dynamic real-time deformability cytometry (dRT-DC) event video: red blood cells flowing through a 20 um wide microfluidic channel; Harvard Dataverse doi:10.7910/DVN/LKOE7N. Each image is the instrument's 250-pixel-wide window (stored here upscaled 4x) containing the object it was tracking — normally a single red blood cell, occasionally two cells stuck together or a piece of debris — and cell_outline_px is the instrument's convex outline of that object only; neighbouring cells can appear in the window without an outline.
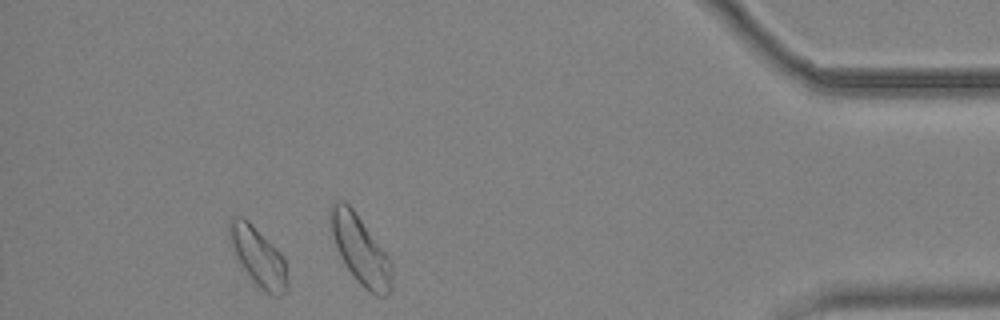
{"species": "common noctule bat (a hibernating species)", "species_latin": "Nyctalus noctula", "temperature_condition": "cold", "stored_images_in_passage": 39, "camera_frame_rate_fps": 3000, "um_per_image_px": 0.085, "animal": {"sex": "male", "body_mass_g": 19.2, "forearm_length_mm": 51.8}, "frame": {"image": 1, "passage_image": 34, "time_ms": 11.0, "image_size_px": [1000, 320], "cell_outline_px": [[288, 292], [280, 296], [276, 296], [260, 288], [256, 284], [232, 252], [228, 240], [228, 220], [232, 216], [244, 216], [284, 256], [288, 280]], "centroid_in_image_um": [21.93, 21.78], "position_along_channel_um": 413.3, "area_um2": 20.17}, "authors_computed_cell_mechanics": {"area_um2": 17.34, "velocity_mm_per_s": 3.6701, "shape_relaxation_time_tau1_ms": 7.8467, "shape_relaxation_time_tau2_ms": null, "deformation_change_tau1": 0.1748, "deformation_change_tau2": null}}